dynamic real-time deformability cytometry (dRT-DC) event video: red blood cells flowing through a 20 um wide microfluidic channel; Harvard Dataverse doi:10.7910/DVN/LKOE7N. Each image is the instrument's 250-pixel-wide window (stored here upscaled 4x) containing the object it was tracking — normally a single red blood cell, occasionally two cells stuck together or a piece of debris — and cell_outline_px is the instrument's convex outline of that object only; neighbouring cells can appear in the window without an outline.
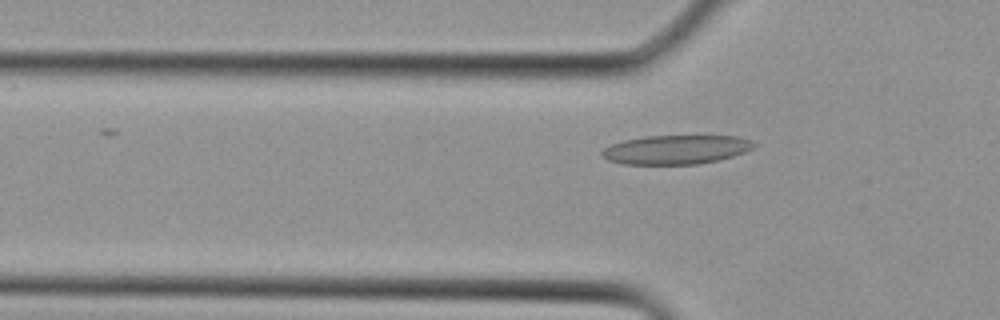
{"species": "Egyptian fruit bat (a non-hibernating species)", "species_latin": "Rousettus aegyptiacus", "temperature_condition": "cold", "stored_images_in_passage": 5, "camera_frame_rate_fps": 3000, "um_per_image_px": 0.085, "animal": {"sex": "female"}, "frame": {"image": 1, "passage_image": 5, "time_ms": 1.333, "image_size_px": [1000, 320], "cell_outline_px": [[760, 144], [744, 152], [720, 160], [700, 164], [624, 164], [608, 160], [600, 152], [604, 148], [612, 144], [624, 140], [648, 136], [736, 136], [752, 140]], "centroid_in_image_um": [57.51, 12.72], "position_along_channel_um": 68.3, "area_um2": 25.72}}